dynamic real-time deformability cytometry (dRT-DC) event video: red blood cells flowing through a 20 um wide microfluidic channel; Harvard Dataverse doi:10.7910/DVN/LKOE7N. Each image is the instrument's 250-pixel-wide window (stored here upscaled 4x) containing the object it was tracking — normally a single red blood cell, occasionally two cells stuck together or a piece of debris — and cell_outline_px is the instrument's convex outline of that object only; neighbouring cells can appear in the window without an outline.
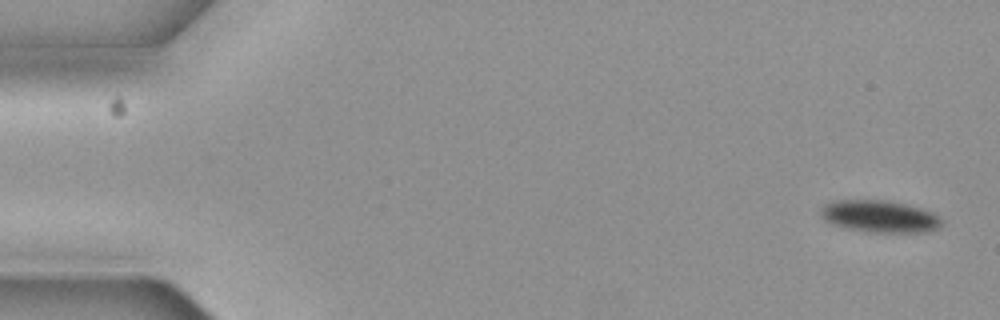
{"species": "common noctule bat (a hibernating species)", "species_latin": "Nyctalus noctula", "temperature_condition": "cold", "stored_images_in_passage": 5, "segment_of_instrument_passage": [2, 2], "camera_frame_rate_fps": 3000, "um_per_image_px": 0.085, "animal": {"sex": "female", "body_mass_g": 19.3, "forearm_length_mm": 54.1}, "frame": {"image": 1, "passage_image": 5, "time_ms": 1.333, "image_size_px": [1000, 320], "cell_outline_px": [[944, 224], [940, 228], [928, 232], [876, 232], [848, 228], [832, 224], [824, 220], [820, 216], [820, 208], [824, 204], [832, 200], [884, 200], [908, 204], [932, 212], [940, 216], [944, 220]], "centroid_in_image_um": [74.81, 18.38], "position_along_channel_um": 10.2, "area_um2": 22.89}}